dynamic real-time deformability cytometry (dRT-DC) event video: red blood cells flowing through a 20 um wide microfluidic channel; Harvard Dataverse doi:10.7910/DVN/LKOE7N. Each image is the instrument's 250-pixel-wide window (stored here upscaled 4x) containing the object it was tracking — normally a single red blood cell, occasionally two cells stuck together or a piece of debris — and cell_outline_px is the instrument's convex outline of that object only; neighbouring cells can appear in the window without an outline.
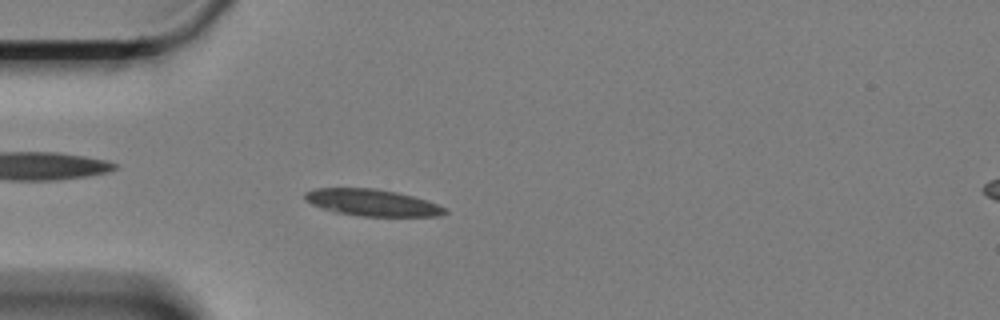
{"species": "Egyptian fruit bat (a non-hibernating species)", "species_latin": "Rousettus aegyptiacus", "temperature_condition": "cold", "stored_images_in_passage": 59, "camera_frame_rate_fps": 3000, "um_per_image_px": 0.085, "animal": {"sex": "female"}, "frame": {"image": 1, "passage_image": 16, "time_ms": 5.0, "image_size_px": [1000, 320], "cell_outline_px": [[448, 212], [440, 216], [360, 216], [336, 212], [320, 208], [304, 200], [304, 192], [316, 188], [376, 188], [396, 192], [412, 196], [448, 208]], "centroid_in_image_um": [31.6, 17.22], "position_along_channel_um": 53.4, "area_um2": 21.79}}
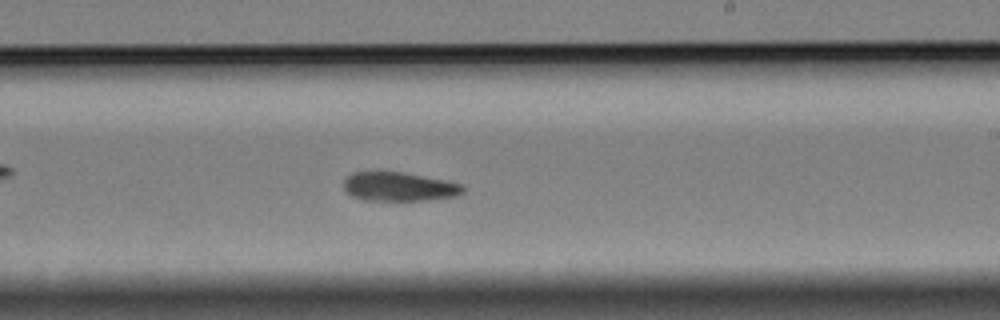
{"frame": {"image": 2, "passage_image": 35, "time_ms": 11.333, "image_size_px": [1000, 320], "cell_outline_px": [[464, 192], [460, 196], [428, 200], [364, 200], [352, 196], [344, 188], [344, 180], [352, 172], [404, 172], [464, 184]], "centroid_in_image_um": [33.97, 15.87], "position_along_channel_um": 255.0, "area_um2": 20.17}}
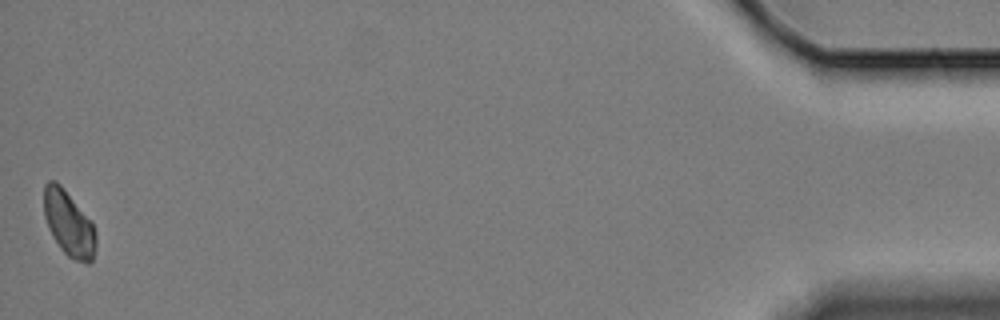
{"frame": {"image": 3, "passage_image": 59, "time_ms": 19.333, "image_size_px": [1000, 320], "cell_outline_px": [[96, 244], [92, 260], [88, 264], [76, 260], [68, 256], [60, 248], [48, 228], [44, 216], [44, 184], [48, 180], [56, 180], [64, 188], [92, 224], [96, 232]], "centroid_in_image_um": [5.82, 19.0], "position_along_channel_um": 429.4, "area_um2": 19.54}, "authors_computed_cell_mechanics": {"area_um2": 20.9236, "velocity_mm_per_s": 3.301, "shape_relaxation_time_tau1_ms": 5.1261, "shape_relaxation_time_tau2_ms": 2.7253, "deformation_change_tau1": 0.1447, "deformation_change_tau2": 0.0728}}